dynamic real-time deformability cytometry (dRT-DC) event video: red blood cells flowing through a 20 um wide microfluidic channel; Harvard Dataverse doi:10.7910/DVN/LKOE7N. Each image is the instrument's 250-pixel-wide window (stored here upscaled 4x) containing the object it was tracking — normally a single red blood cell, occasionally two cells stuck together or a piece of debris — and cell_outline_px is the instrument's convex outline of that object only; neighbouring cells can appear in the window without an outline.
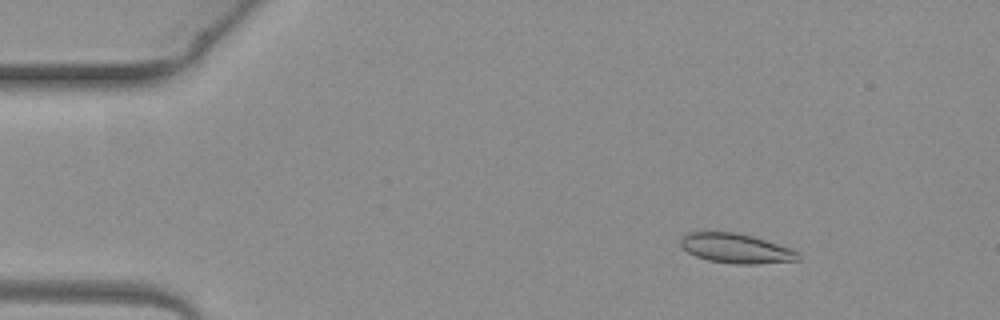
{"species": "common noctule bat (a hibernating species)", "species_latin": "Nyctalus noctula", "temperature_condition": "warm", "stored_images_in_passage": 4, "camera_frame_rate_fps": 3000, "um_per_image_px": 0.085, "animal": {"sex": "female", "body_mass_g": 19.3, "forearm_length_mm": 54.1}, "frame": {"image": 1, "passage_image": 2, "time_ms": 0.333, "image_size_px": [1000, 320], "cell_outline_px": [[800, 260], [756, 264], [736, 264], [708, 260], [696, 256], [688, 252], [680, 244], [680, 236], [688, 232], [736, 232], [752, 236], [792, 248], [800, 252]], "centroid_in_image_um": [62.58, 21.11], "position_along_channel_um": 22.4, "area_um2": 20.4}}